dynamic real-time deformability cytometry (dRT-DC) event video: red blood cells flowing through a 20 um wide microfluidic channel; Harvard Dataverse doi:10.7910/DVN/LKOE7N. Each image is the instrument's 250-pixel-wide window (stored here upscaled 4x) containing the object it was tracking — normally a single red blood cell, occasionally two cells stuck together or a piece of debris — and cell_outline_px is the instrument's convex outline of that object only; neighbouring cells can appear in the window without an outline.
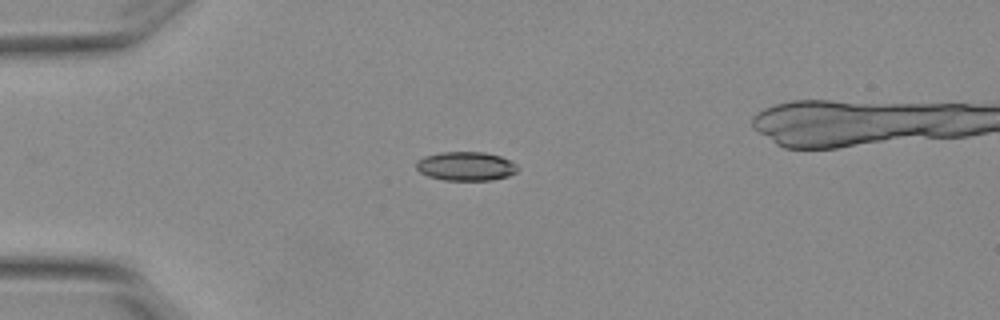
{"species": "Egyptian fruit bat (a non-hibernating species)", "species_latin": "Rousettus aegyptiacus", "temperature_condition": "warm", "stored_images_in_passage": 8, "camera_frame_rate_fps": 3000, "um_per_image_px": 0.085, "animal": {"sex": "female"}, "frame": {"image": 1, "passage_image": 4, "time_ms": 1.0, "image_size_px": [1000, 320], "cell_outline_px": [[516, 172], [508, 176], [492, 180], [444, 180], [428, 176], [420, 172], [416, 168], [416, 160], [424, 156], [440, 152], [484, 152], [500, 156], [516, 164]], "centroid_in_image_um": [39.56, 14.12], "position_along_channel_um": 45.4, "area_um2": 17.05}}
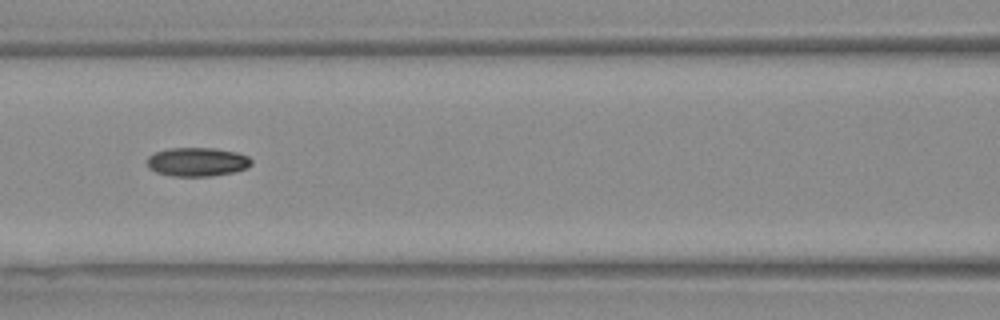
{"frame": {"image": 2, "passage_image": 7, "time_ms": 2.0, "image_size_px": [1000, 320], "cell_outline_px": [[252, 164], [248, 168], [232, 172], [208, 176], [172, 176], [156, 172], [148, 168], [148, 156], [156, 152], [172, 148], [212, 148], [236, 152], [248, 156], [252, 160]], "centroid_in_image_um": [16.77, 13.76], "position_along_channel_um": 149.8, "area_um2": 17.4}}
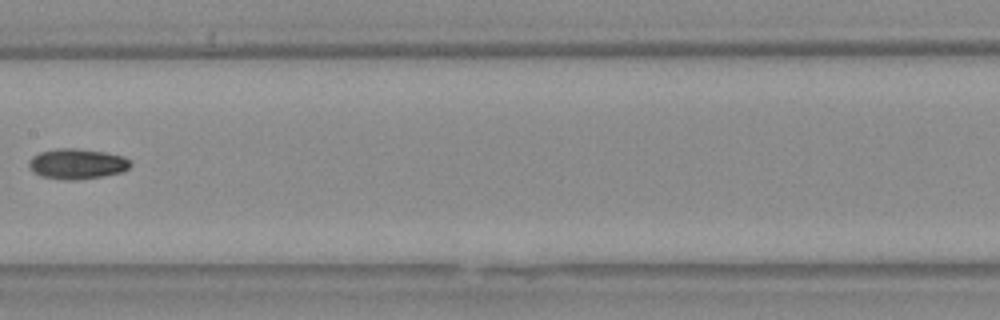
{"frame": {"image": 3, "passage_image": 8, "time_ms": 2.333, "image_size_px": [1000, 320], "cell_outline_px": [[132, 164], [128, 168], [120, 172], [100, 176], [76, 180], [64, 180], [40, 176], [32, 172], [28, 168], [28, 160], [32, 156], [40, 152], [56, 148], [76, 148], [104, 152], [124, 156]], "centroid_in_image_um": [6.48, 13.92], "position_along_channel_um": 200.9, "area_um2": 18.03}}